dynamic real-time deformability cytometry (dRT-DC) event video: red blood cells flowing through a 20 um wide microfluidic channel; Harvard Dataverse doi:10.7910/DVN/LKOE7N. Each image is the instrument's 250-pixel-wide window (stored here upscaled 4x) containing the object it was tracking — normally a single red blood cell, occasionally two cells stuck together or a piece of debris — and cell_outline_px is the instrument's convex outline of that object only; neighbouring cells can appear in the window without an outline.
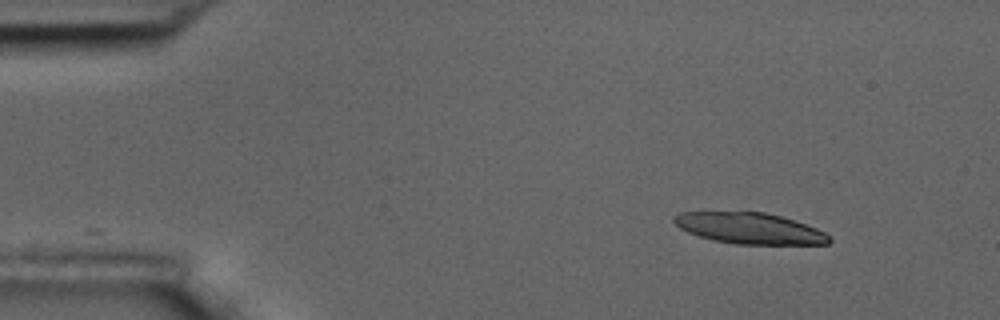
{"species": "common noctule bat (a hibernating species)", "species_latin": "Nyctalus noctula", "temperature_condition": "room temperature", "stored_images_in_passage": 12, "camera_frame_rate_fps": 3000, "um_per_image_px": 0.085, "animal": {"sex": "male", "body_mass_g": 17.5, "forearm_length_mm": 52.3}, "frame": {"image": 1, "passage_image": 1, "time_ms": 0.0, "image_size_px": [1000, 320], "cell_outline_px": [[832, 240], [828, 244], [736, 244], [712, 240], [688, 232], [680, 228], [672, 220], [672, 216], [680, 212], [764, 212], [780, 216], [816, 228], [832, 236]], "centroid_in_image_um": [63.71, 19.41], "position_along_channel_um": 21.3, "area_um2": 27.98}}